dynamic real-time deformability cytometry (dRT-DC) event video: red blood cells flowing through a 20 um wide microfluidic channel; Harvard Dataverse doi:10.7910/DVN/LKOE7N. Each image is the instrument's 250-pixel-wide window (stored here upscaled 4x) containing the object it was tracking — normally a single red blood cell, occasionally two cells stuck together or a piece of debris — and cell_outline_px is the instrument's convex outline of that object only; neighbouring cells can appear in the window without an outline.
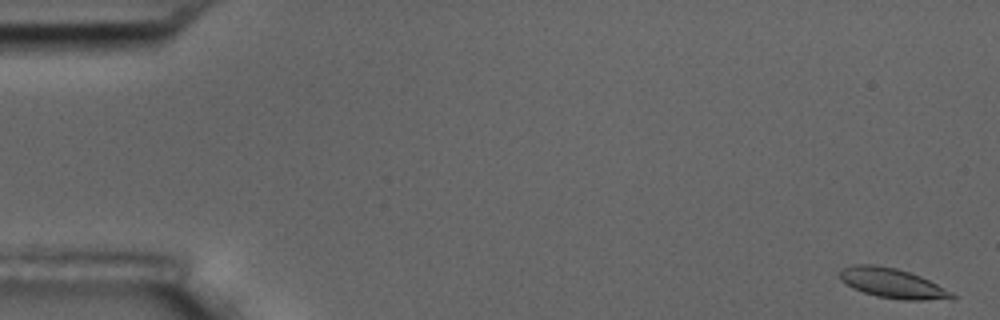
{"species": "common noctule bat (a hibernating species)", "species_latin": "Nyctalus noctula", "temperature_condition": "room temperature", "stored_images_in_passage": 11, "camera_frame_rate_fps": 3000, "um_per_image_px": 0.085, "animal": {"sex": "male", "body_mass_g": 17.5, "forearm_length_mm": 52.3}, "frame": {"image": 1, "passage_image": 1, "time_ms": 0.0, "image_size_px": [1000, 320], "cell_outline_px": [[956, 296], [924, 300], [904, 300], [876, 296], [852, 288], [840, 280], [840, 272], [844, 268], [852, 264], [872, 264], [896, 268], [920, 276], [952, 292]], "centroid_in_image_um": [75.77, 24.06], "position_along_channel_um": 9.2, "area_um2": 19.02}}
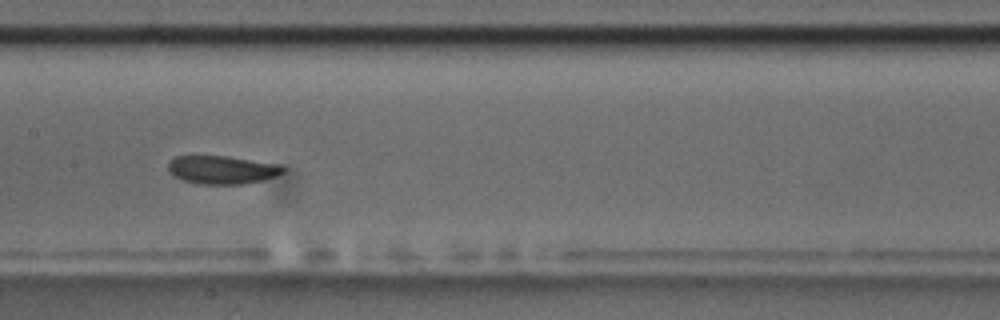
{"frame": {"image": 2, "passage_image": 8, "time_ms": 9.0, "image_size_px": [1000, 320], "cell_outline_px": [[288, 168], [284, 172], [276, 176], [244, 184], [196, 184], [172, 176], [168, 172], [168, 164], [176, 156], [224, 156], [280, 164]], "centroid_in_image_um": [18.88, 14.44], "position_along_channel_um": 188.5, "area_um2": 18.96}}
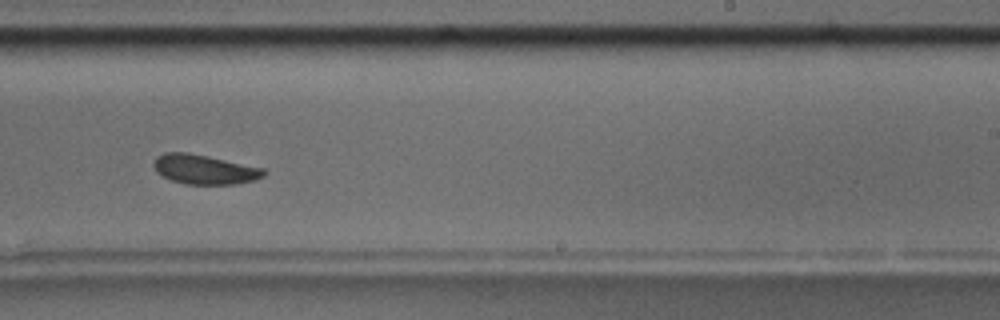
{"frame": {"image": 3, "passage_image": 10, "time_ms": 11.333, "image_size_px": [1000, 320], "cell_outline_px": [[268, 172], [264, 176], [256, 180], [236, 184], [184, 184], [172, 180], [156, 172], [152, 164], [156, 156], [164, 152], [188, 152], [208, 156], [264, 168]], "centroid_in_image_um": [17.38, 14.39], "position_along_channel_um": 271.6, "area_um2": 19.13}}